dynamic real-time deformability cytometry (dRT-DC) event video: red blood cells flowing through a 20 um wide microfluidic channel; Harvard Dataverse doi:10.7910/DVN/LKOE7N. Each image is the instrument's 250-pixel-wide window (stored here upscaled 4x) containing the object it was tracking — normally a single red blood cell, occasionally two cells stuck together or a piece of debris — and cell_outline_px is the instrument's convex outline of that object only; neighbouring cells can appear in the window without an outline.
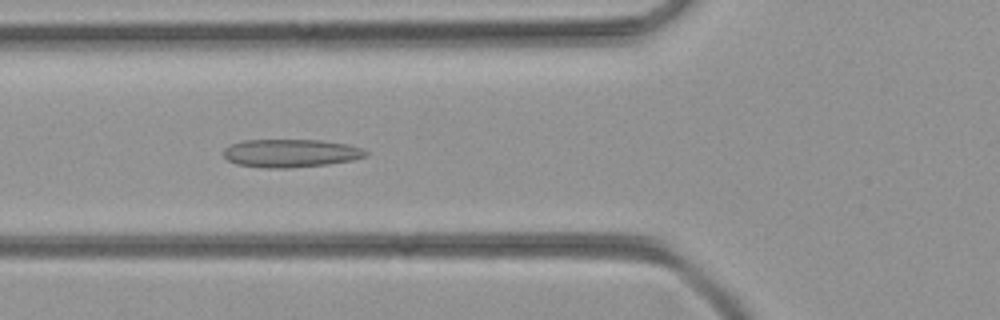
{"species": "common noctule bat (a hibernating species)", "species_latin": "Nyctalus noctula", "temperature_condition": "room temperature", "stored_images_in_passage": 49, "camera_frame_rate_fps": 3000, "um_per_image_px": 0.085, "animal": {"sex": "female", "body_mass_g": 21.9}, "frame": {"image": 1, "passage_image": 18, "time_ms": 5.667, "image_size_px": [1000, 320], "cell_outline_px": [[368, 156], [352, 160], [328, 164], [288, 168], [264, 168], [236, 164], [228, 160], [224, 156], [224, 148], [232, 144], [244, 140], [320, 140], [348, 144], [360, 148], [368, 152]], "centroid_in_image_um": [24.71, 13.02], "position_along_channel_um": 101.1, "area_um2": 23.29}}
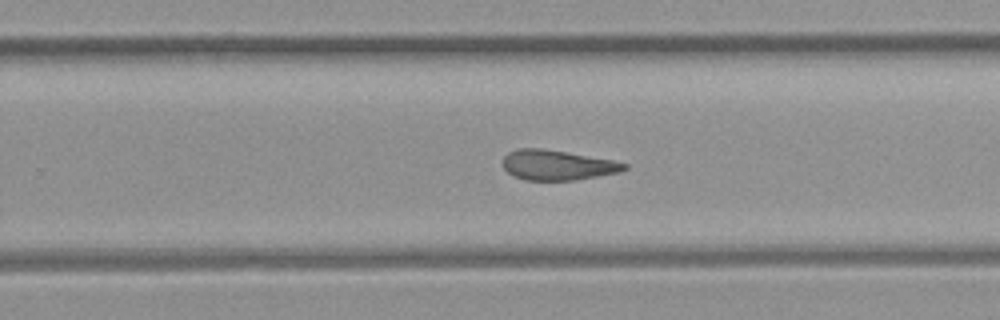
{"frame": {"image": 2, "passage_image": 31, "time_ms": 10.0, "image_size_px": [1000, 320], "cell_outline_px": [[628, 168], [620, 172], [576, 180], [524, 180], [512, 176], [504, 168], [504, 156], [508, 152], [516, 148], [540, 148], [612, 160], [628, 164]], "centroid_in_image_um": [47.36, 14.04], "position_along_channel_um": 282.4, "area_um2": 21.15}}
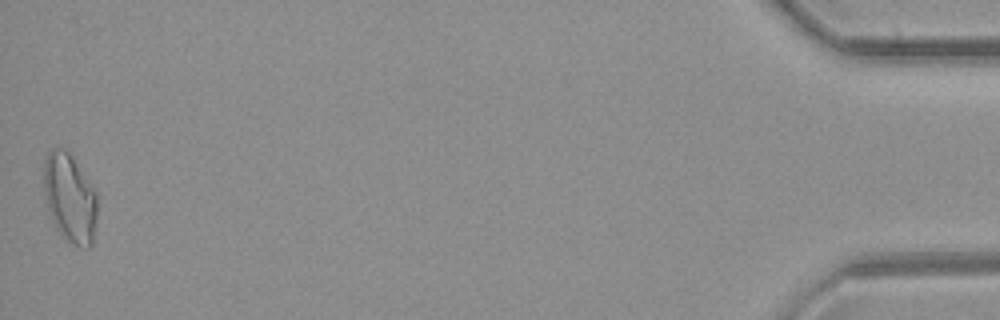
{"frame": {"image": 3, "passage_image": 49, "time_ms": 16.0, "image_size_px": [1000, 320], "cell_outline_px": [[96, 216], [92, 244], [88, 248], [80, 248], [72, 244], [56, 228], [48, 208], [44, 188], [44, 160], [48, 152], [56, 144], [64, 148], [68, 152], [96, 192]], "centroid_in_image_um": [5.92, 16.81], "position_along_channel_um": 429.3, "area_um2": 27.28}}